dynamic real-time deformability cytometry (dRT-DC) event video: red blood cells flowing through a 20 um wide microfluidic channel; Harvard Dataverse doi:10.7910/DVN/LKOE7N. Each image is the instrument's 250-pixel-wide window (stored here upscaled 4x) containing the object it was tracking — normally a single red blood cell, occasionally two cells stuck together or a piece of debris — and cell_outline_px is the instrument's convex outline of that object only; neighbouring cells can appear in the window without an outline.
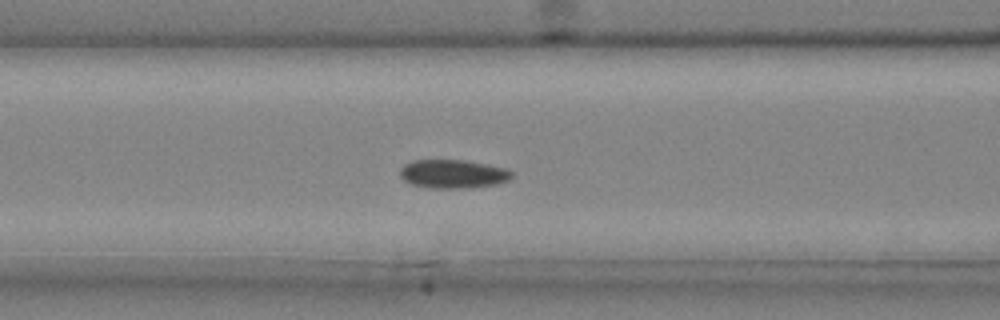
{"species": "common noctule bat (a hibernating species)", "species_latin": "Nyctalus noctula", "temperature_condition": "cold", "stored_images_in_passage": 39, "camera_frame_rate_fps": 3000, "um_per_image_px": 0.085, "animal": {"sex": "male", "body_mass_g": 20.4}, "frame": {"image": 1, "passage_image": 17, "time_ms": 5.333, "image_size_px": [1000, 320], "cell_outline_px": [[512, 176], [508, 180], [492, 184], [468, 188], [428, 188], [412, 184], [404, 180], [400, 176], [400, 168], [404, 164], [412, 160], [464, 160], [488, 164], [508, 168], [512, 172]], "centroid_in_image_um": [38.48, 14.77], "position_along_channel_um": 128.1, "area_um2": 18.67}}
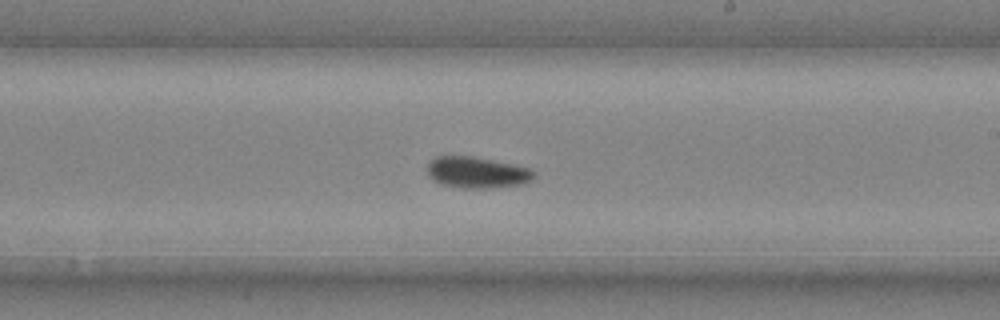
{"frame": {"image": 2, "passage_image": 25, "time_ms": 8.0, "image_size_px": [1000, 320], "cell_outline_px": [[536, 176], [532, 180], [524, 184], [484, 188], [464, 188], [440, 184], [432, 180], [428, 176], [428, 164], [436, 156], [472, 156], [532, 168], [536, 172]], "centroid_in_image_um": [40.57, 14.66], "position_along_channel_um": 248.4, "area_um2": 19.54}}
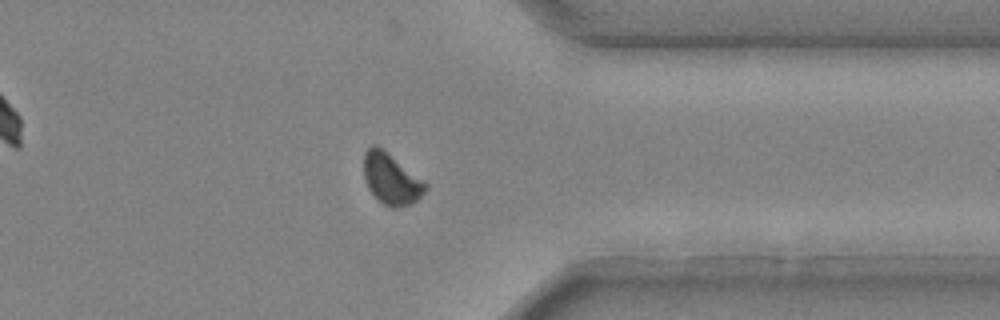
{"frame": {"image": 3, "passage_image": 34, "time_ms": 11.0, "image_size_px": [1000, 320], "cell_outline_px": [[428, 188], [416, 200], [408, 204], [396, 208], [392, 208], [384, 204], [368, 188], [364, 176], [364, 152], [372, 144], [376, 144], [428, 184]], "centroid_in_image_um": [33.24, 15.2], "position_along_channel_um": 378.2, "area_um2": 17.86}}